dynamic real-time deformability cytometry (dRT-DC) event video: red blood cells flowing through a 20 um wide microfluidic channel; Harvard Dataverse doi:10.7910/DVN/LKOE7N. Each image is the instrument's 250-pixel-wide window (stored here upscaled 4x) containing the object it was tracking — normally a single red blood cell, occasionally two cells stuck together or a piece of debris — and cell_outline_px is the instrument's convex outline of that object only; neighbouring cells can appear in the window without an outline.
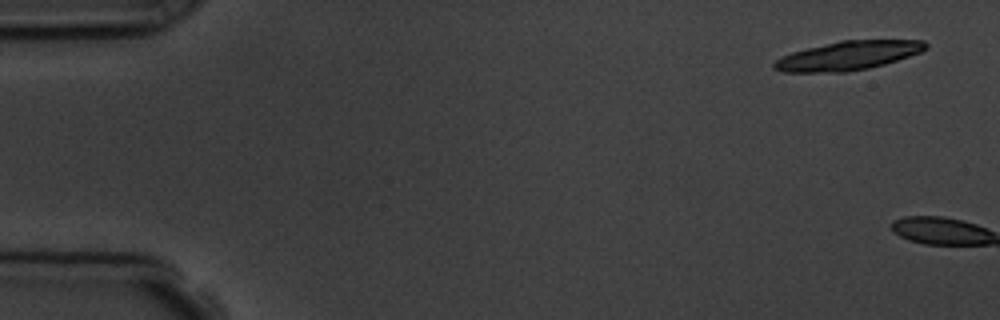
{"species": "common noctule bat (a hibernating species)", "species_latin": "Nyctalus noctula", "temperature_condition": "room temperature", "stored_images_in_passage": 10, "camera_frame_rate_fps": 3000, "um_per_image_px": 0.085, "animal": {"sex": "male", "body_mass_g": 19.5, "forearm_length_mm": 54.6}, "frame": {"image": 1, "passage_image": 1, "time_ms": 0.0, "image_size_px": [1000, 320], "cell_outline_px": [[928, 48], [920, 52], [884, 64], [868, 68], [848, 72], [784, 72], [772, 68], [772, 64], [776, 60], [792, 52], [840, 40], [924, 40], [928, 44]], "centroid_in_image_um": [72.09, 4.73], "position_along_channel_um": 12.9, "area_um2": 25.37}}
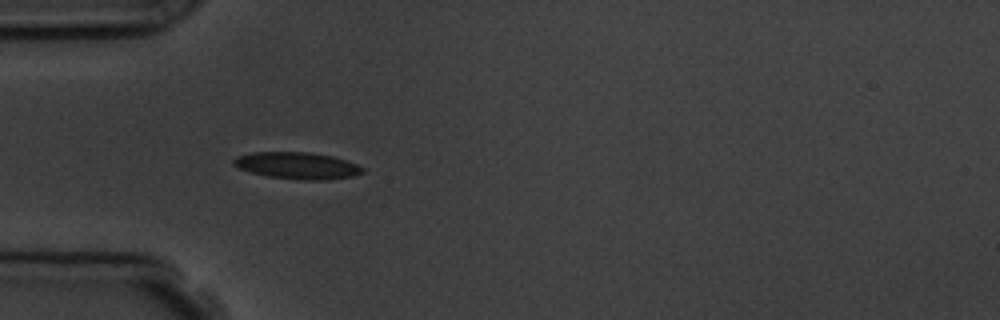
{"frame": {"image": 2, "passage_image": 6, "time_ms": 5.667, "image_size_px": [1000, 320], "cell_outline_px": [[364, 172], [352, 176], [328, 180], [304, 180], [268, 176], [252, 172], [240, 168], [232, 164], [232, 160], [236, 156], [252, 152], [312, 152], [332, 156], [356, 164], [364, 168]], "centroid_in_image_um": [25.26, 14.07], "position_along_channel_um": 59.7, "area_um2": 20.06}}